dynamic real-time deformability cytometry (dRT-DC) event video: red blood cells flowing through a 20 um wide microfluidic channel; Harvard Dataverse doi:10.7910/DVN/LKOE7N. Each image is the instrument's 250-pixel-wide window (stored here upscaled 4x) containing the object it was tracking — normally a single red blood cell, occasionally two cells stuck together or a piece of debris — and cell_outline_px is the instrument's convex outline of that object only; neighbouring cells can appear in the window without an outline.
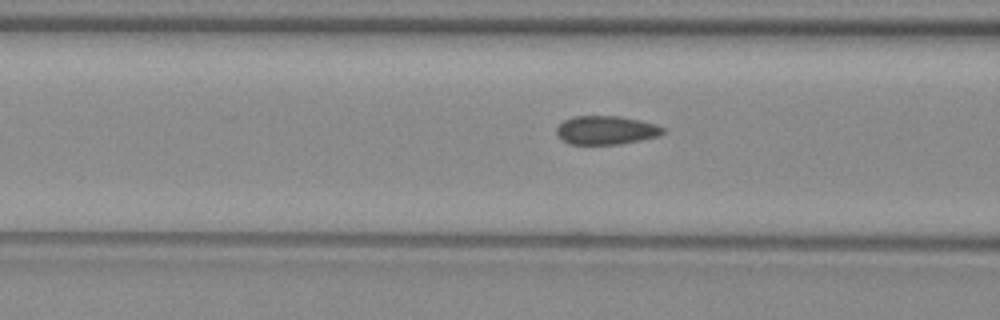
{"species": "common noctule bat (a hibernating species)", "species_latin": "Nyctalus noctula", "temperature_condition": "warm", "stored_images_in_passage": 25, "camera_frame_rate_fps": 3000, "um_per_image_px": 0.085, "animal": {"sex": "female", "body_mass_g": 29.2, "forearm_length_mm": 56.3}, "frame": {"image": 1, "passage_image": 4, "time_ms": 1.0, "image_size_px": [1000, 320], "cell_outline_px": [[664, 132], [656, 136], [640, 140], [620, 144], [568, 144], [556, 132], [556, 128], [564, 120], [572, 116], [620, 116], [640, 120], [656, 124], [664, 128]], "centroid_in_image_um": [51.51, 11.05], "position_along_channel_um": 115.1, "area_um2": 17.63}}
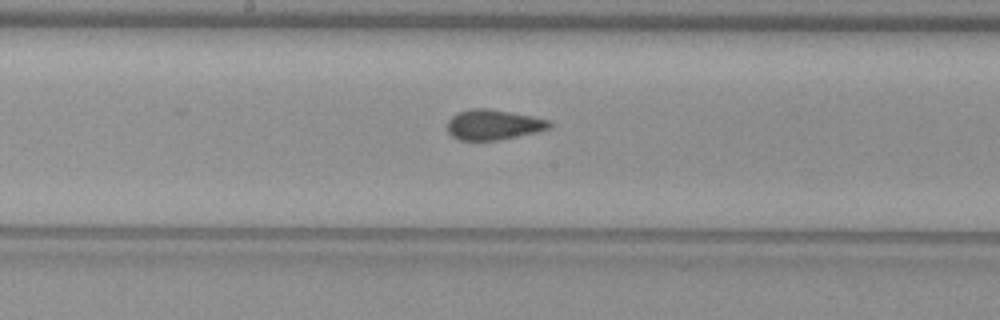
{"frame": {"image": 2, "passage_image": 11, "time_ms": 3.333, "image_size_px": [1000, 320], "cell_outline_px": [[552, 128], [500, 140], [460, 140], [452, 136], [448, 132], [448, 120], [456, 112], [472, 108], [484, 108], [532, 116], [548, 120], [552, 124]], "centroid_in_image_um": [41.92, 10.6], "position_along_channel_um": 206.3, "area_um2": 17.86}}
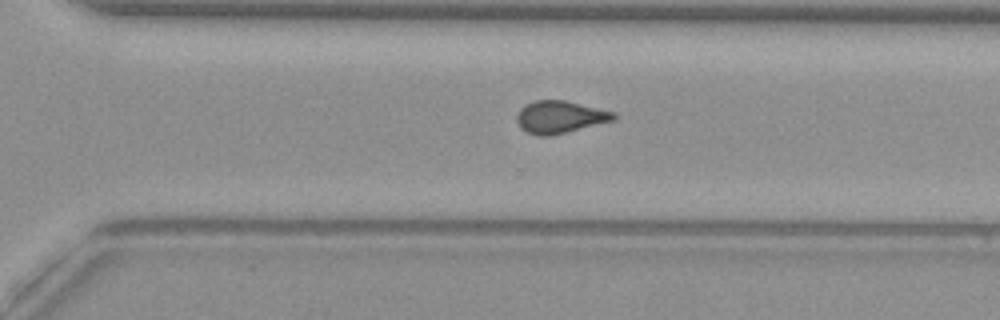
{"frame": {"image": 3, "passage_image": 20, "time_ms": 6.333, "image_size_px": [1000, 320], "cell_outline_px": [[616, 120], [548, 136], [540, 136], [528, 132], [520, 128], [516, 120], [516, 116], [520, 108], [524, 104], [536, 100], [564, 100], [616, 112]], "centroid_in_image_um": [47.59, 9.93], "position_along_channel_um": 323.0, "area_um2": 18.26}}